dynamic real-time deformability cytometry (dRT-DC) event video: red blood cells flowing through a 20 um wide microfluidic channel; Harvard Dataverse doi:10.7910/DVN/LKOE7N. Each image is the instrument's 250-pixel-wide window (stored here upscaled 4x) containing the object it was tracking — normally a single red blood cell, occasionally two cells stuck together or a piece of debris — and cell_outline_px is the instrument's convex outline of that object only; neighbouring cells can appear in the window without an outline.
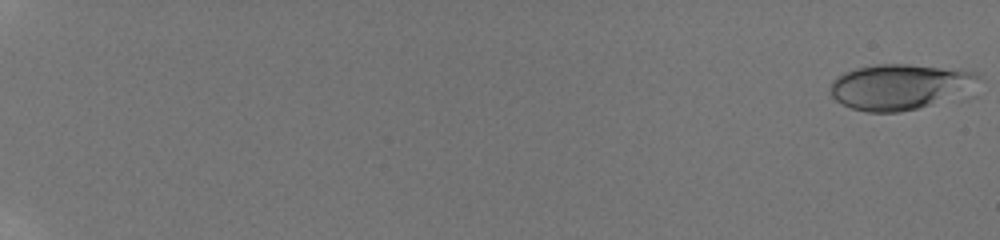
{"species": "human", "species_latin": "Homo sapiens", "temperature_condition": "room temperature", "stored_images_in_passage": 30, "camera_frame_rate_fps": 3000, "um_per_image_px": 0.085, "donor": {"sex": "male"}, "frame": {"image": 1, "passage_image": 1, "time_ms": 0.0, "image_size_px": [1000, 240], "cell_outline_px": [[976, 76], [928, 104], [916, 108], [900, 112], [868, 112], [852, 108], [836, 100], [828, 92], [832, 80], [836, 76], [844, 72], [856, 68], [876, 64], [908, 64], [960, 68], [976, 72]], "centroid_in_image_um": [76.14, 7.33], "position_along_channel_um": 8.9, "area_um2": 36.99}}
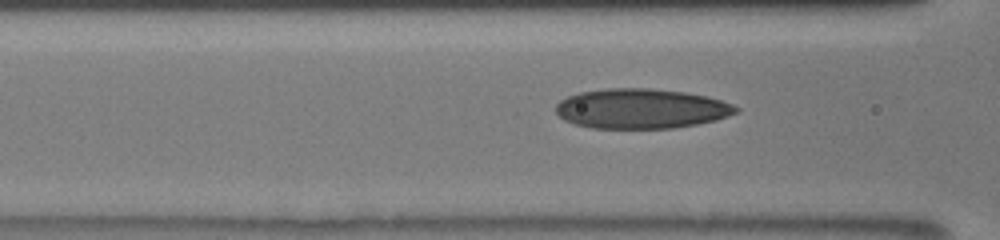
{"frame": {"image": 2, "passage_image": 25, "time_ms": 9.0, "image_size_px": [1000, 240], "cell_outline_px": [[740, 108], [736, 112], [728, 116], [716, 120], [696, 124], [672, 128], [592, 128], [576, 124], [564, 120], [556, 112], [556, 104], [560, 100], [568, 96], [580, 92], [608, 88], [648, 88], [684, 92], [704, 96], [720, 100], [732, 104]], "centroid_in_image_um": [54.48, 9.23], "position_along_channel_um": 112.1, "area_um2": 41.62}}
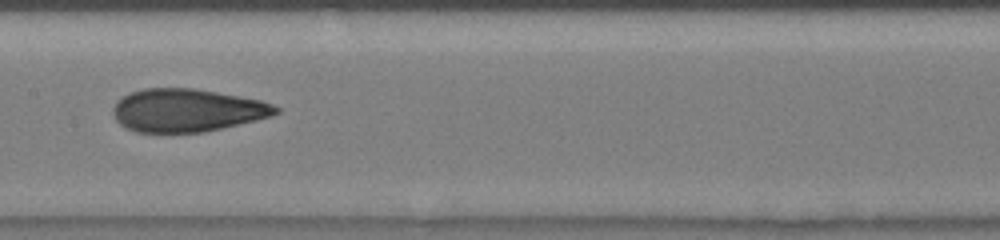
{"frame": {"image": 3, "passage_image": 29, "time_ms": 11.0, "image_size_px": [1000, 240], "cell_outline_px": [[280, 112], [256, 120], [204, 132], [136, 132], [120, 124], [116, 120], [112, 112], [112, 108], [124, 96], [132, 92], [144, 88], [192, 88], [216, 92], [260, 100], [272, 104], [280, 108]], "centroid_in_image_um": [15.89, 9.38], "position_along_channel_um": 191.5, "area_um2": 40.29}}